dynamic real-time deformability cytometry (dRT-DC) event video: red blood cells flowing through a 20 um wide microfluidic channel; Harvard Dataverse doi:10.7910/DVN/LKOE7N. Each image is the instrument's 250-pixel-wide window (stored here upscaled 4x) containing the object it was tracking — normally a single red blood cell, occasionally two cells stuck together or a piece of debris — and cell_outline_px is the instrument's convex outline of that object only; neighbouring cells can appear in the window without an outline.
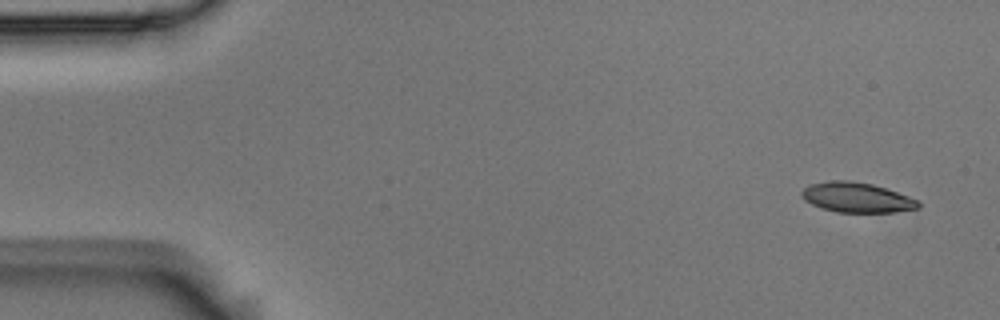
{"species": "Egyptian fruit bat (a non-hibernating species)", "species_latin": "Rousettus aegyptiacus", "temperature_condition": "room temperature", "stored_images_in_passage": 4, "camera_frame_rate_fps": 3000, "um_per_image_px": 0.085, "animal": {"sex": "male"}, "frame": {"image": 1, "passage_image": 1, "time_ms": 0.0, "image_size_px": [1000, 320], "cell_outline_px": [[920, 208], [896, 212], [836, 212], [820, 208], [804, 200], [800, 196], [800, 192], [808, 184], [828, 180], [848, 180], [872, 184], [920, 200]], "centroid_in_image_um": [72.79, 16.78], "position_along_channel_um": 12.2, "area_um2": 20.58}}
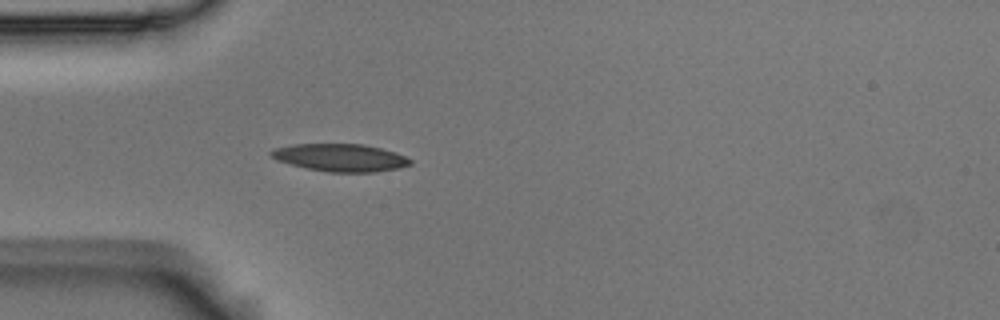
{"frame": {"image": 2, "passage_image": 4, "time_ms": 1.0, "image_size_px": [1000, 320], "cell_outline_px": [[412, 164], [400, 168], [376, 172], [328, 172], [308, 168], [276, 160], [268, 152], [272, 148], [292, 144], [364, 144], [396, 152], [412, 160]], "centroid_in_image_um": [28.94, 13.39], "position_along_channel_um": 56.1, "area_um2": 22.43}}